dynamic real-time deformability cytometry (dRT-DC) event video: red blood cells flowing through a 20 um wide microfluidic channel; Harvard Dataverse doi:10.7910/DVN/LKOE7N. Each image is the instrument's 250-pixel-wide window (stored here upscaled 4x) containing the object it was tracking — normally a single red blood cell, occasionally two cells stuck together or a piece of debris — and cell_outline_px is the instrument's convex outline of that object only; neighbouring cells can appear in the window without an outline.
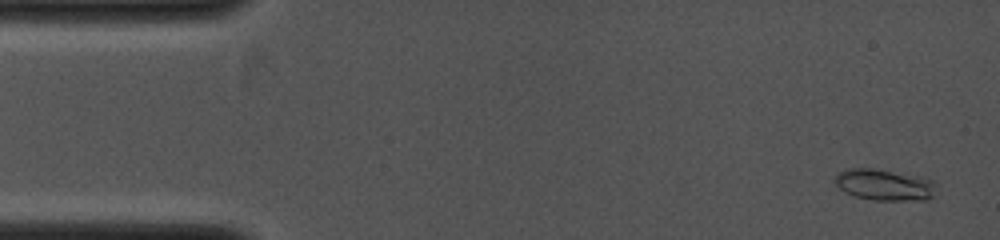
{"species": "common noctule bat (a hibernating species)", "species_latin": "Nyctalus noctula", "temperature_condition": "cold", "stored_images_in_passage": 9, "camera_frame_rate_fps": 4000, "um_per_image_px": 0.085, "animal": {"sex": "female", "body_mass_g": 19.0, "forearm_length_mm": 53.3}, "frame": {"image": 1, "passage_image": 2, "time_ms": 0.25, "image_size_px": [1000, 240], "cell_outline_px": [[936, 184], [932, 196], [928, 200], [872, 200], [852, 196], [844, 192], [832, 180], [840, 172], [848, 168], [872, 168], [920, 176], [932, 180]], "centroid_in_image_um": [75.15, 15.71], "position_along_channel_um": 9.9, "area_um2": 18.61}}
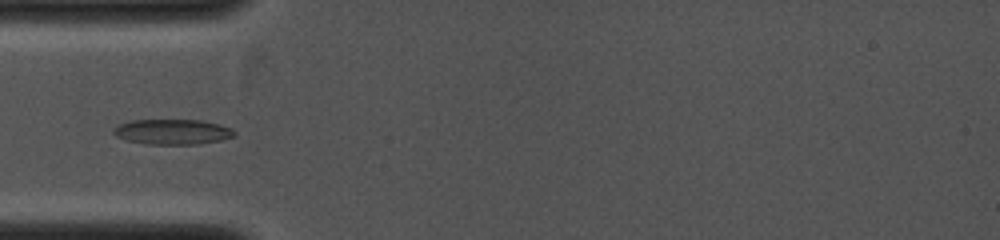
{"frame": {"image": 2, "passage_image": 8, "time_ms": 3.5, "image_size_px": [1000, 240], "cell_outline_px": [[236, 136], [220, 140], [196, 144], [148, 144], [128, 140], [116, 136], [112, 132], [112, 128], [120, 124], [132, 120], [200, 120], [220, 124], [232, 128], [236, 132]], "centroid_in_image_um": [14.68, 11.2], "position_along_channel_um": 70.3, "area_um2": 17.74}}